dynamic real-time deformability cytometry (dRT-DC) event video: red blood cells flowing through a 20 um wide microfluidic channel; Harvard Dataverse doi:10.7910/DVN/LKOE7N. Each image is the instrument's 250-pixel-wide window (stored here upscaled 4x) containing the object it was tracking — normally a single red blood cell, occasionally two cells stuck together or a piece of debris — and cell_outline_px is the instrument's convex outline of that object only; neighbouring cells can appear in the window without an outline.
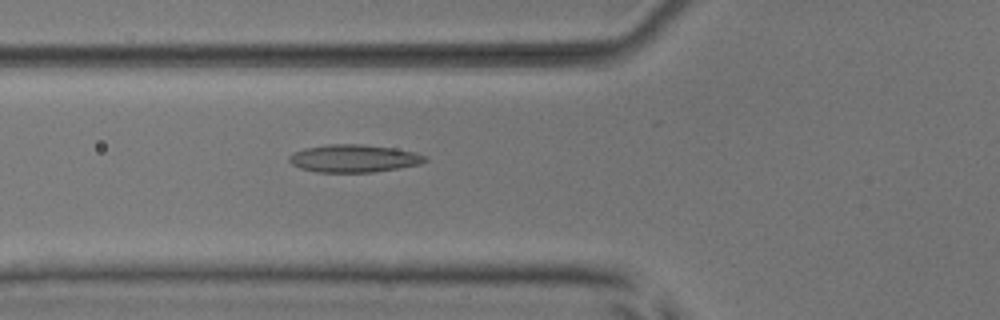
{"species": "common noctule bat (a hibernating species)", "species_latin": "Nyctalus noctula", "temperature_condition": "room temperature", "stored_images_in_passage": 44, "camera_frame_rate_fps": 3000, "um_per_image_px": 0.085, "animal": {"sex": "male", "body_mass_g": 17.9, "forearm_length_mm": 54.2}, "frame": {"image": 1, "passage_image": 20, "time_ms": 6.333, "image_size_px": [1000, 320], "cell_outline_px": [[428, 160], [420, 164], [372, 172], [316, 172], [300, 168], [292, 164], [288, 160], [288, 156], [304, 148], [328, 144], [360, 144], [392, 148], [412, 152], [428, 156]], "centroid_in_image_um": [30.05, 13.46], "position_along_channel_um": 95.7, "area_um2": 21.73}}
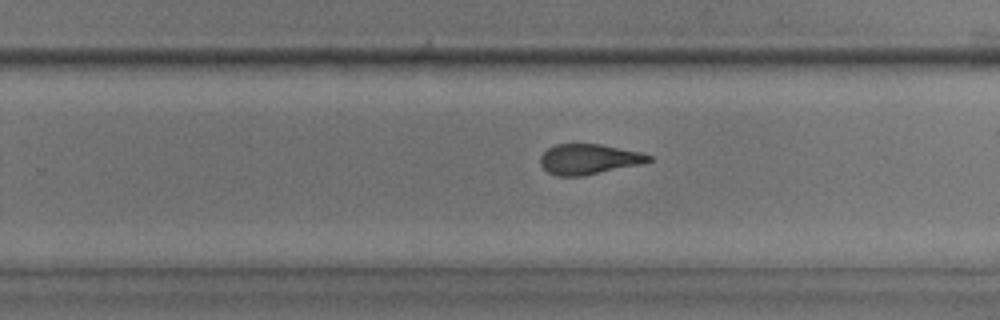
{"frame": {"image": 2, "passage_image": 34, "time_ms": 11.0, "image_size_px": [1000, 320], "cell_outline_px": [[652, 160], [644, 164], [584, 176], [556, 176], [548, 172], [540, 164], [540, 156], [548, 148], [556, 144], [600, 144], [640, 152], [652, 156]], "centroid_in_image_um": [50.07, 13.54], "position_along_channel_um": 279.7, "area_um2": 19.31}}
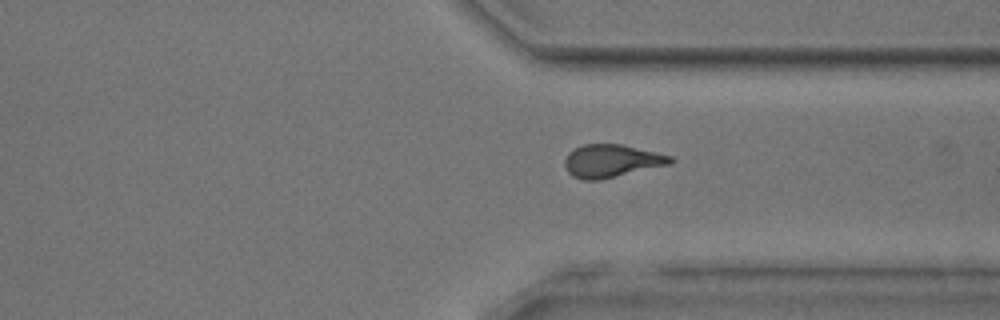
{"frame": {"image": 3, "passage_image": 40, "time_ms": 13.0, "image_size_px": [1000, 320], "cell_outline_px": [[676, 160], [672, 164], [600, 180], [584, 180], [572, 176], [568, 172], [564, 164], [564, 160], [568, 152], [584, 144], [620, 144], [656, 152], [672, 156]], "centroid_in_image_um": [52.0, 13.68], "position_along_channel_um": 359.4, "area_um2": 20.35}, "authors_computed_cell_mechanics": {"area_um2": 20.7791, "velocity_mm_per_s": 3.9509, "shape_relaxation_time_tau1_ms": 5.8961, "shape_relaxation_time_tau2_ms": 2.4714, "deformation_change_tau1": 0.1608, "deformation_change_tau2": 0.1075}}